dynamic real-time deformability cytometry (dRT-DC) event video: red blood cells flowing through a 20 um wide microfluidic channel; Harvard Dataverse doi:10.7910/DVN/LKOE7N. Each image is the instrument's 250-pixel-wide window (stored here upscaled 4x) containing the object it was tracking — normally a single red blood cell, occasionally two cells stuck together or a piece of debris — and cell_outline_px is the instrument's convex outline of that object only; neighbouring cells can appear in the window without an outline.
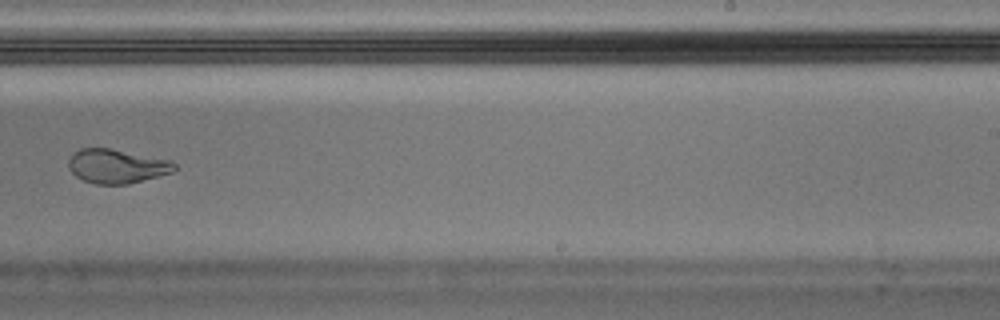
{"species": "Egyptian fruit bat (a non-hibernating species)", "species_latin": "Rousettus aegyptiacus", "temperature_condition": "warm", "stored_images_in_passage": 10, "camera_frame_rate_fps": 3000, "um_per_image_px": 0.085, "animal": {"sex": "male"}, "frame": {"image": 1, "passage_image": 9, "time_ms": 2.667, "image_size_px": [1000, 320], "cell_outline_px": [[176, 168], [172, 172], [128, 184], [96, 184], [84, 180], [76, 176], [68, 168], [68, 160], [80, 148], [108, 148], [168, 160], [176, 164]], "centroid_in_image_um": [9.9, 14.13], "position_along_channel_um": 279.1, "area_um2": 20.63}}